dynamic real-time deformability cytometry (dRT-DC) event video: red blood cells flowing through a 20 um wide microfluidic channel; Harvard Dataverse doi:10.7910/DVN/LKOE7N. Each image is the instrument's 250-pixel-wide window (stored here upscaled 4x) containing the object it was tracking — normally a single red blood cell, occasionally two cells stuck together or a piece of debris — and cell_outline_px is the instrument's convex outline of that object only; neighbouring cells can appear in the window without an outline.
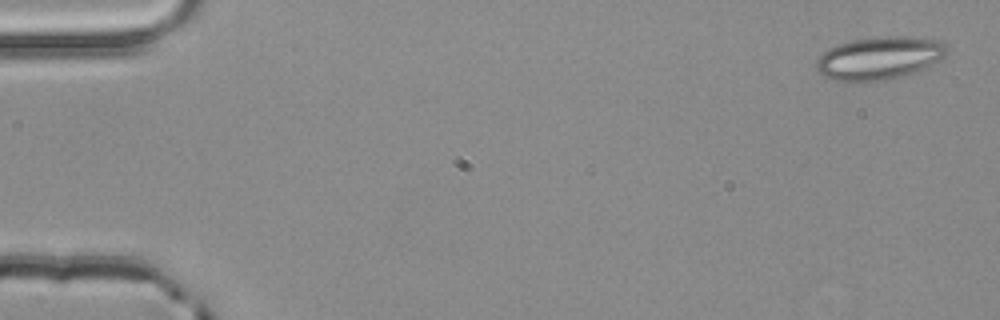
{"species": "common noctule bat (a hibernating species)", "species_latin": "Nyctalus noctula", "temperature_condition": "room temperature", "stored_images_in_passage": 3, "camera_frame_rate_fps": 3000, "um_per_image_px": 0.085, "animal": {"sex": "male", "body_mass_g": 20.4}, "frame": {"image": 1, "passage_image": 1, "time_ms": 0.0, "image_size_px": [1000, 320], "cell_outline_px": [[948, 48], [944, 56], [916, 72], [904, 76], [884, 80], [832, 80], [816, 72], [816, 60], [828, 48], [836, 44], [852, 40], [892, 36], [904, 36], [940, 40]], "centroid_in_image_um": [74.71, 4.93], "position_along_channel_um": 10.3, "area_um2": 32.25}}
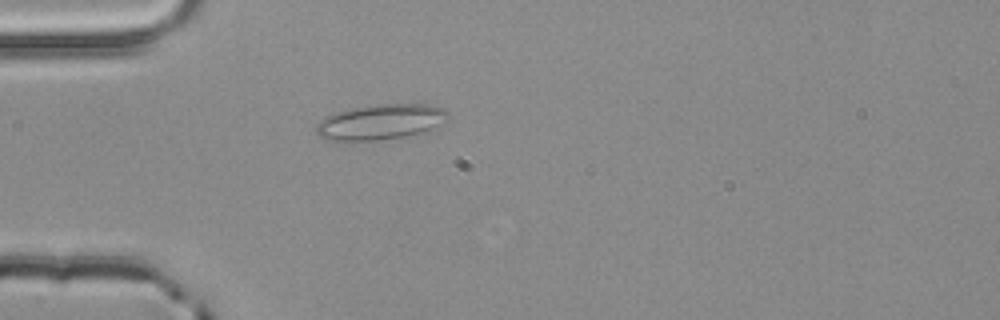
{"frame": {"image": 2, "passage_image": 3, "time_ms": 0.667, "image_size_px": [1000, 320], "cell_outline_px": [[448, 120], [444, 124], [420, 132], [404, 136], [376, 140], [324, 140], [316, 132], [316, 124], [320, 120], [336, 112], [352, 108], [376, 104], [428, 104], [444, 108], [448, 112]], "centroid_in_image_um": [32.37, 10.35], "position_along_channel_um": 52.6, "area_um2": 27.05}}